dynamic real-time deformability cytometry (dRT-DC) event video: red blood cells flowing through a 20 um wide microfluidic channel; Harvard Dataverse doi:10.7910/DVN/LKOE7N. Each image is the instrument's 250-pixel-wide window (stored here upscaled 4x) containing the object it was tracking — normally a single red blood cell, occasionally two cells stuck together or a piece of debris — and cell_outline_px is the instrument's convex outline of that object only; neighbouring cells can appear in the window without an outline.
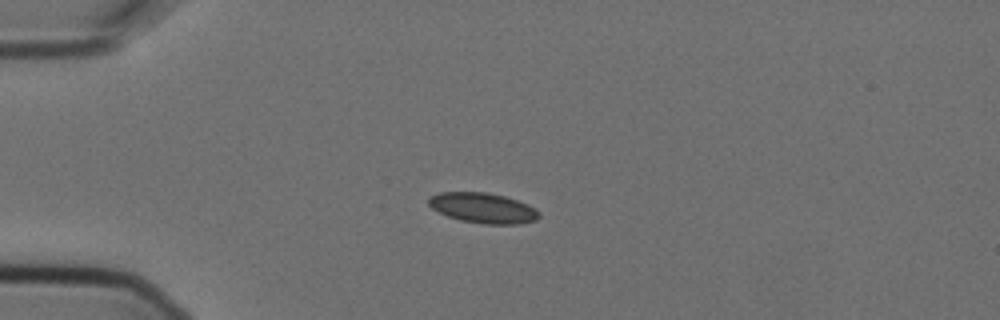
{"species": "Egyptian fruit bat (a non-hibernating species)", "species_latin": "Rousettus aegyptiacus", "temperature_condition": "cold", "stored_images_in_passage": 6, "camera_frame_rate_fps": 3000, "um_per_image_px": 0.085, "animal": {"sex": "female"}, "frame": {"image": 1, "passage_image": 3, "time_ms": 0.667, "image_size_px": [1000, 320], "cell_outline_px": [[540, 216], [536, 220], [520, 224], [484, 224], [460, 220], [448, 216], [432, 208], [428, 204], [428, 196], [440, 192], [484, 192], [504, 196], [528, 204], [536, 208], [540, 212]], "centroid_in_image_um": [41.06, 17.68], "position_along_channel_um": 43.9, "area_um2": 19.54}}
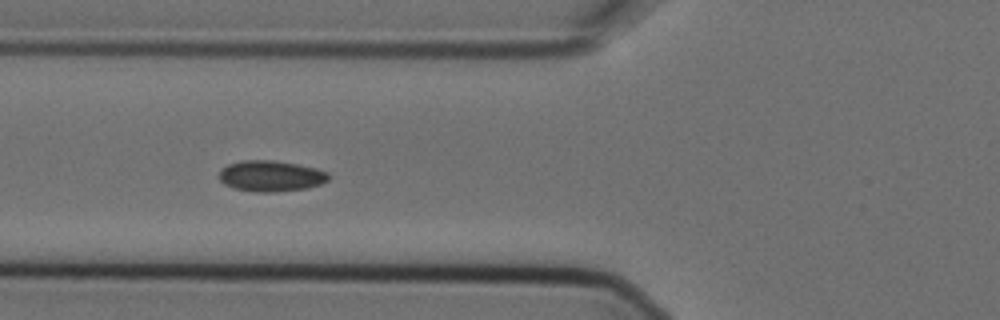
{"frame": {"image": 2, "passage_image": 5, "time_ms": 1.333, "image_size_px": [1000, 320], "cell_outline_px": [[328, 180], [320, 184], [308, 188], [276, 192], [256, 192], [232, 188], [224, 184], [220, 180], [220, 168], [228, 164], [244, 160], [272, 160], [296, 164], [316, 168], [328, 172]], "centroid_in_image_um": [23.0, 14.96], "position_along_channel_um": 102.8, "area_um2": 19.77}}
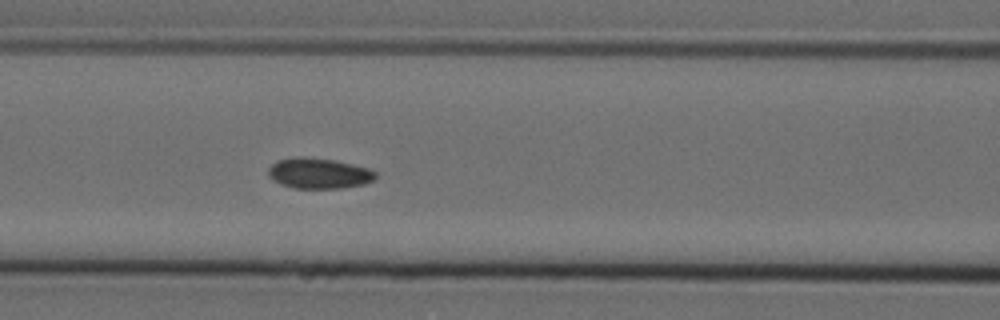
{"frame": {"image": 3, "passage_image": 6, "time_ms": 1.667, "image_size_px": [1000, 320], "cell_outline_px": [[376, 176], [372, 180], [364, 184], [340, 188], [292, 188], [280, 184], [272, 180], [268, 176], [268, 168], [276, 160], [296, 156], [304, 156], [336, 160], [368, 168], [376, 172]], "centroid_in_image_um": [27.05, 14.72], "position_along_channel_um": 139.6, "area_um2": 19.31}}